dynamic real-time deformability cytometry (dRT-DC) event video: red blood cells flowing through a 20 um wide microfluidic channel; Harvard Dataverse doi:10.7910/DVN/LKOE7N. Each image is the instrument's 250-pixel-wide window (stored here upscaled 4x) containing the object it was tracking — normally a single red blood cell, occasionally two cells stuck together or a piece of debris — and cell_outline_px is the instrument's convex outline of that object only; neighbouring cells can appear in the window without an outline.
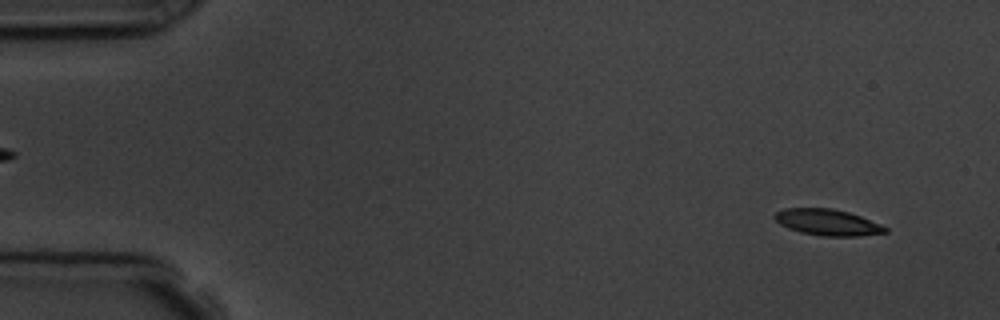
{"species": "common noctule bat (a hibernating species)", "species_latin": "Nyctalus noctula", "temperature_condition": "room temperature", "stored_images_in_passage": 5, "camera_frame_rate_fps": 3000, "um_per_image_px": 0.085, "animal": {"sex": "male", "body_mass_g": 19.5, "forearm_length_mm": 54.6}, "frame": {"image": 1, "passage_image": 1, "time_ms": 0.0, "image_size_px": [1000, 320], "cell_outline_px": [[888, 232], [860, 236], [820, 236], [800, 232], [788, 228], [780, 224], [772, 216], [776, 212], [784, 208], [832, 208], [848, 212], [860, 216], [880, 224], [888, 228]], "centroid_in_image_um": [70.33, 18.9], "position_along_channel_um": 14.7, "area_um2": 16.94}}
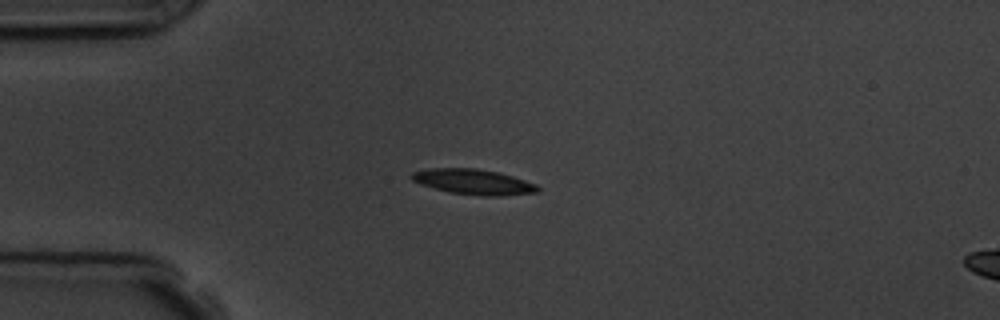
{"frame": {"image": 2, "passage_image": 3, "time_ms": 3.333, "image_size_px": [1000, 320], "cell_outline_px": [[540, 192], [504, 196], [484, 196], [448, 192], [420, 184], [412, 180], [408, 176], [412, 172], [432, 168], [476, 168], [496, 172], [512, 176], [536, 184], [540, 188]], "centroid_in_image_um": [40.24, 15.46], "position_along_channel_um": 44.8, "area_um2": 18.67}}